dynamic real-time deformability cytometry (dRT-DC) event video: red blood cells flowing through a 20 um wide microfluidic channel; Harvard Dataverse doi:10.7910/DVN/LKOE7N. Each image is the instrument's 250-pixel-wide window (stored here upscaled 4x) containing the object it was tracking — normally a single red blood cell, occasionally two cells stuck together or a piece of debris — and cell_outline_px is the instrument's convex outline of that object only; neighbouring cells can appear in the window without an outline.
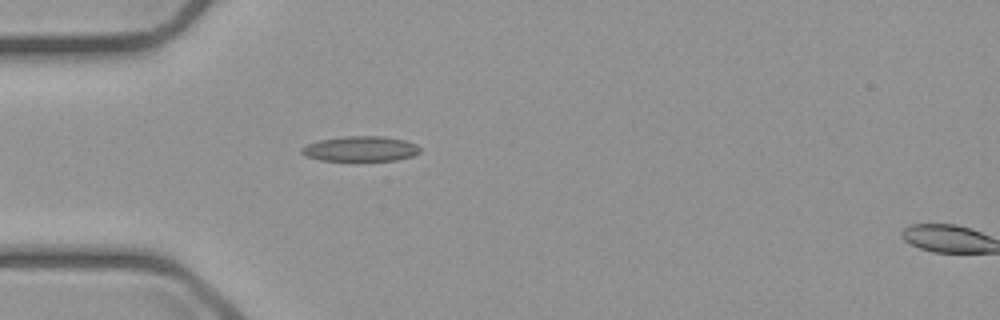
{"species": "common noctule bat (a hibernating species)", "species_latin": "Nyctalus noctula", "temperature_condition": "cold", "stored_images_in_passage": 32, "camera_frame_rate_fps": 3000, "um_per_image_px": 0.085, "animal": {"sex": "male", "body_mass_g": 23.1, "forearm_length_mm": 52.7}, "frame": {"image": 1, "passage_image": 1, "time_ms": 0.0, "image_size_px": [1000, 320], "cell_outline_px": [[420, 152], [412, 156], [396, 160], [320, 160], [304, 156], [300, 152], [300, 148], [308, 144], [320, 140], [348, 136], [384, 136], [404, 140], [416, 144], [420, 148]], "centroid_in_image_um": [30.63, 12.64], "position_along_channel_um": 54.4, "area_um2": 17.22}}
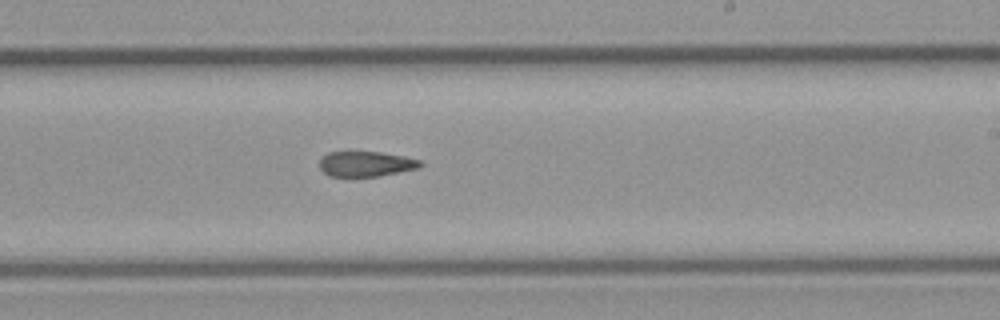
{"frame": {"image": 2, "passage_image": 18, "time_ms": 5.667, "image_size_px": [1000, 320], "cell_outline_px": [[424, 164], [420, 168], [380, 176], [328, 176], [320, 168], [320, 160], [328, 152], [380, 152], [404, 156], [420, 160]], "centroid_in_image_um": [31.14, 13.93], "position_along_channel_um": 257.9, "area_um2": 14.8}}
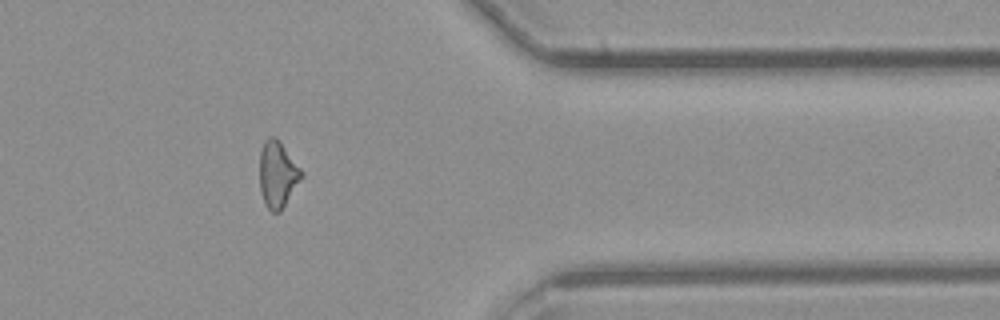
{"frame": {"image": 3, "passage_image": 30, "time_ms": 9.667, "image_size_px": [1000, 320], "cell_outline_px": [[304, 176], [280, 212], [272, 212], [264, 204], [260, 188], [260, 152], [264, 140], [268, 136], [276, 136], [280, 140], [304, 172]], "centroid_in_image_um": [23.61, 14.79], "position_along_channel_um": 387.8, "area_um2": 16.47}, "authors_computed_cell_mechanics": {"area_um2": 16.2129, "velocity_mm_per_s": 3.6963, "shape_relaxation_time_tau1_ms": null, "shape_relaxation_time_tau2_ms": 5.0777, "deformation_change_tau1": null, "deformation_change_tau2": 0.1435}}